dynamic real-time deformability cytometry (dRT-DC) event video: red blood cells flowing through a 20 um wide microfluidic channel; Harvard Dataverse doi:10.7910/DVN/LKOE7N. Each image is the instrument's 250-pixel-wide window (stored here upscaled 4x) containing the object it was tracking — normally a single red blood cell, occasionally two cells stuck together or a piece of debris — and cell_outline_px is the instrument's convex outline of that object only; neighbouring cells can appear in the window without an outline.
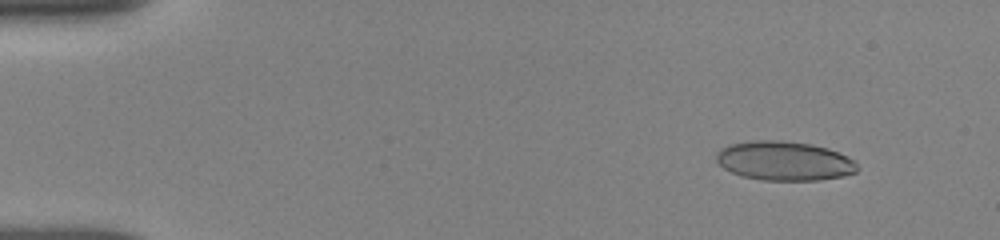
{"species": "human", "species_latin": "Homo sapiens", "temperature_condition": "room temperature", "stored_images_in_passage": 5, "camera_frame_rate_fps": 3000, "um_per_image_px": 0.085, "donor": {"sex": "female"}, "frame": {"image": 1, "passage_image": 2, "time_ms": 1.0, "image_size_px": [1000, 240], "cell_outline_px": [[856, 172], [844, 176], [820, 180], [760, 180], [740, 176], [724, 168], [716, 160], [716, 152], [720, 148], [728, 144], [752, 140], [780, 140], [812, 144], [828, 148], [848, 156], [856, 160]], "centroid_in_image_um": [66.65, 13.67], "position_along_channel_um": 18.3, "area_um2": 32.54}}
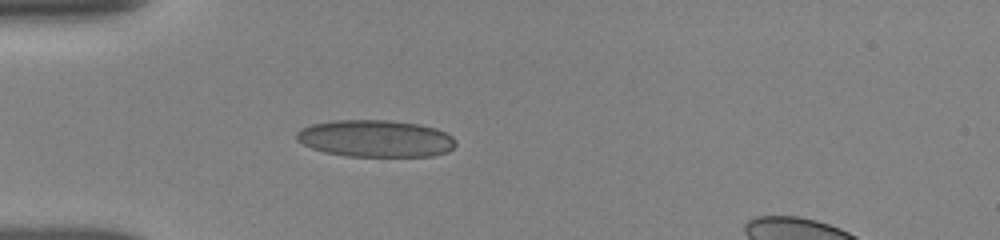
{"frame": {"image": 2, "passage_image": 5, "time_ms": 4.333, "image_size_px": [1000, 240], "cell_outline_px": [[456, 144], [448, 152], [432, 156], [348, 156], [324, 152], [312, 148], [296, 140], [296, 132], [300, 128], [312, 124], [336, 120], [388, 120], [420, 124], [436, 128], [452, 136], [456, 140]], "centroid_in_image_um": [31.93, 11.77], "position_along_channel_um": 53.1, "area_um2": 34.45}}